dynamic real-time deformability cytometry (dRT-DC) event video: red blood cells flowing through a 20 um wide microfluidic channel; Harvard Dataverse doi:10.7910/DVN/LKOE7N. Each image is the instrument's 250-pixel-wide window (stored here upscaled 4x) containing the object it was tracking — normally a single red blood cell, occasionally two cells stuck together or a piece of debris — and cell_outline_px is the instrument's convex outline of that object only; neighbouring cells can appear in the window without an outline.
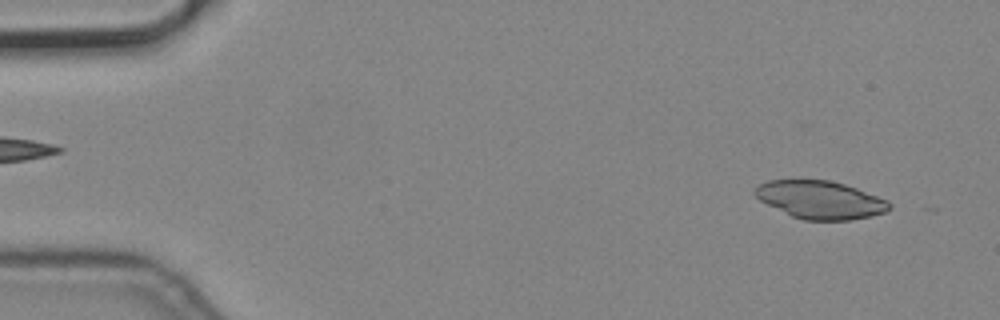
{"species": "common noctule bat (a hibernating species)", "species_latin": "Nyctalus noctula", "temperature_condition": "cold", "stored_images_in_passage": 5, "camera_frame_rate_fps": 3000, "um_per_image_px": 0.085, "animal": {"sex": "male", "body_mass_g": 19.2, "forearm_length_mm": 51.8}, "frame": {"image": 1, "passage_image": 1, "time_ms": 0.0, "image_size_px": [1000, 320], "cell_outline_px": [[892, 208], [884, 212], [872, 216], [852, 220], [804, 220], [792, 216], [760, 200], [752, 192], [760, 184], [768, 180], [828, 180], [844, 184], [856, 188], [888, 200], [892, 204]], "centroid_in_image_um": [69.75, 16.99], "position_along_channel_um": 15.2, "area_um2": 29.54}}